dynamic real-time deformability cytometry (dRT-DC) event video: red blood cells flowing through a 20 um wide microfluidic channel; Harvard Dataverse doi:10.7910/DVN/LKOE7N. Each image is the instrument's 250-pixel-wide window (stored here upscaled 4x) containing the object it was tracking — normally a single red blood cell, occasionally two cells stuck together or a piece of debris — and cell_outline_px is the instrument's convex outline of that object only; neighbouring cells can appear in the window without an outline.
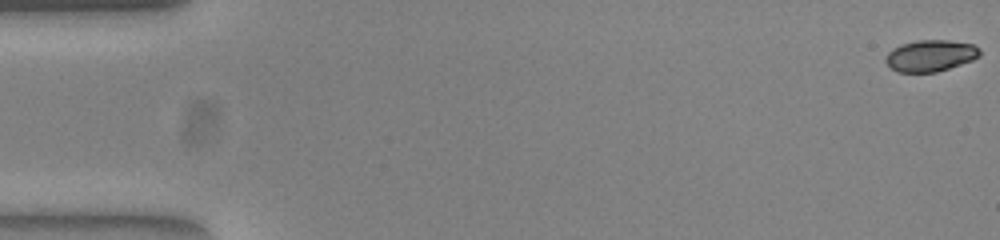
{"species": "common noctule bat (a hibernating species)", "species_latin": "Nyctalus noctula", "temperature_condition": "warm", "stored_images_in_passage": 53, "camera_frame_rate_fps": 3000, "um_per_image_px": 0.085, "animal": {"sex": "female", "body_mass_g": 23.0, "forearm_length_mm": 53.4}, "frame": {"image": 1, "passage_image": 1, "time_ms": 0.0, "image_size_px": [1000, 240], "cell_outline_px": [[980, 56], [972, 60], [936, 72], [896, 72], [884, 60], [888, 52], [892, 48], [900, 44], [916, 40], [948, 40], [972, 44], [980, 48]], "centroid_in_image_um": [79.07, 4.72], "position_along_channel_um": 5.9, "area_um2": 17.28}}
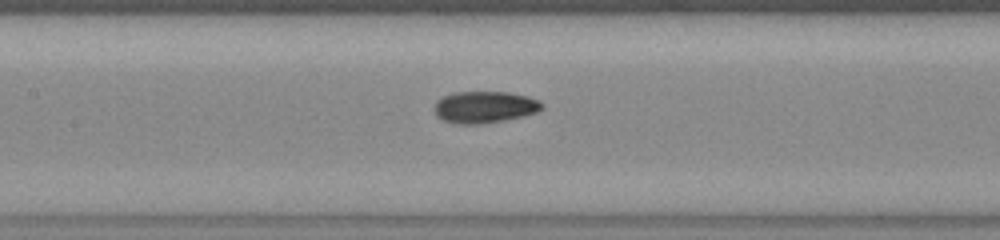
{"frame": {"image": 2, "passage_image": 25, "time_ms": 8.0, "image_size_px": [1000, 240], "cell_outline_px": [[544, 108], [536, 112], [524, 116], [504, 120], [476, 124], [456, 124], [444, 120], [436, 116], [432, 108], [436, 100], [440, 96], [452, 92], [508, 92], [528, 96], [540, 100], [544, 104]], "centroid_in_image_um": [41.16, 9.09], "position_along_channel_um": 166.2, "area_um2": 20.29}}
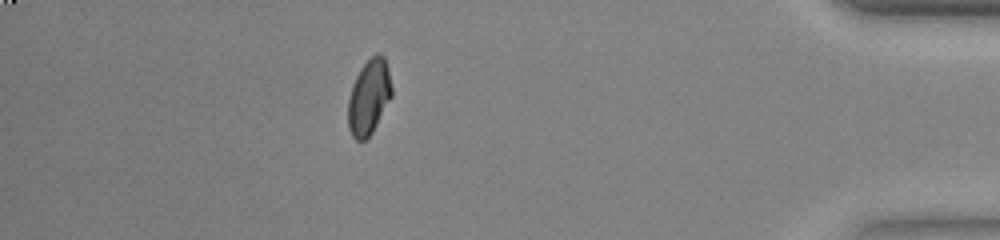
{"frame": {"image": 3, "passage_image": 47, "time_ms": 15.333, "image_size_px": [1000, 240], "cell_outline_px": [[392, 96], [372, 132], [364, 140], [356, 140], [352, 136], [348, 128], [348, 100], [352, 84], [360, 68], [376, 52], [380, 52], [384, 56], [388, 68], [392, 88]], "centroid_in_image_um": [31.36, 8.22], "position_along_channel_um": 403.8, "area_um2": 19.13}, "authors_computed_cell_mechanics": {"area_um2": 19.074, "velocity_mm_per_s": 3.9108, "shape_relaxation_time_tau1_ms": null, "shape_relaxation_time_tau2_ms": 1.533, "deformation_change_tau1": null, "deformation_change_tau2": 0.0378}}